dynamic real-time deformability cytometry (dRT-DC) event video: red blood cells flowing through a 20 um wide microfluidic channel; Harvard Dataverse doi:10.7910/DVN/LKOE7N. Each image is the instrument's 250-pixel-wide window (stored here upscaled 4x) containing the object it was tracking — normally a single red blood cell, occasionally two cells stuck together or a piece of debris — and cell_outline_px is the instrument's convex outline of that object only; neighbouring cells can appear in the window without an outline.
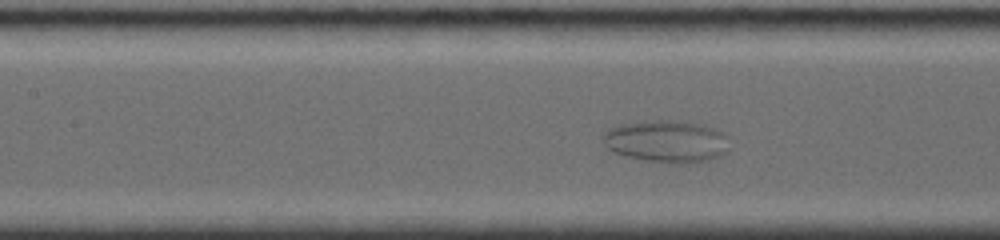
{"species": "common noctule bat (a hibernating species)", "species_latin": "Nyctalus noctula", "temperature_condition": "room temperature", "stored_images_in_passage": 44, "camera_frame_rate_fps": 4000, "um_per_image_px": 0.085, "animal": {"sex": "female", "body_mass_g": 19.0, "forearm_length_mm": 56.7}, "frame": {"image": 1, "passage_image": 18, "time_ms": 5.5, "image_size_px": [1000, 240], "cell_outline_px": [[728, 148], [720, 156], [708, 160], [680, 164], [672, 164], [628, 156], [612, 152], [604, 144], [604, 132], [608, 128], [620, 124], [656, 120], [672, 120], [704, 124], [724, 132], [728, 136]], "centroid_in_image_um": [56.68, 12.0], "position_along_channel_um": 150.7, "area_um2": 31.1}}
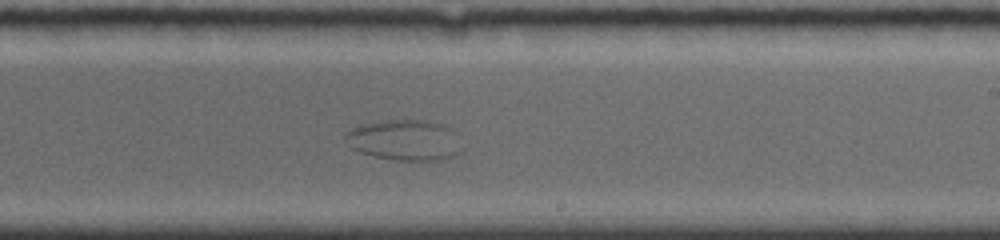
{"frame": {"image": 2, "passage_image": 27, "time_ms": 8.5, "image_size_px": [1000, 240], "cell_outline_px": [[464, 148], [460, 152], [452, 156], [440, 160], [392, 160], [372, 156], [360, 152], [352, 148], [344, 136], [352, 128], [364, 124], [388, 120], [428, 120], [444, 124], [452, 128]], "centroid_in_image_um": [34.45, 11.91], "position_along_channel_um": 254.5, "area_um2": 27.74}}
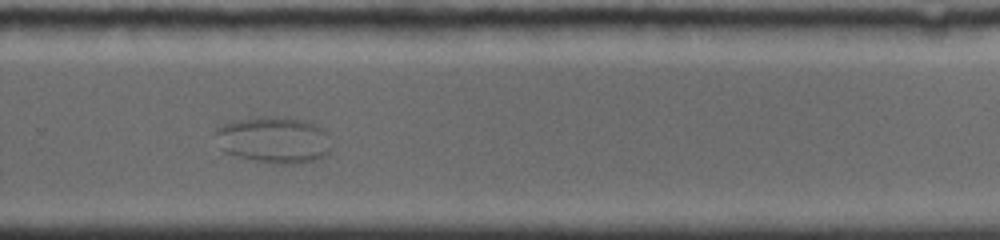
{"frame": {"image": 3, "passage_image": 31, "time_ms": 10.0, "image_size_px": [1000, 240], "cell_outline_px": [[332, 148], [328, 156], [316, 160], [300, 164], [276, 164], [236, 156], [224, 152], [220, 148], [216, 132], [216, 128], [224, 124], [236, 120], [256, 116], [276, 116], [304, 120], [316, 124], [324, 128], [328, 132]], "centroid_in_image_um": [23.35, 11.89], "position_along_channel_um": 306.4, "area_um2": 32.02}}